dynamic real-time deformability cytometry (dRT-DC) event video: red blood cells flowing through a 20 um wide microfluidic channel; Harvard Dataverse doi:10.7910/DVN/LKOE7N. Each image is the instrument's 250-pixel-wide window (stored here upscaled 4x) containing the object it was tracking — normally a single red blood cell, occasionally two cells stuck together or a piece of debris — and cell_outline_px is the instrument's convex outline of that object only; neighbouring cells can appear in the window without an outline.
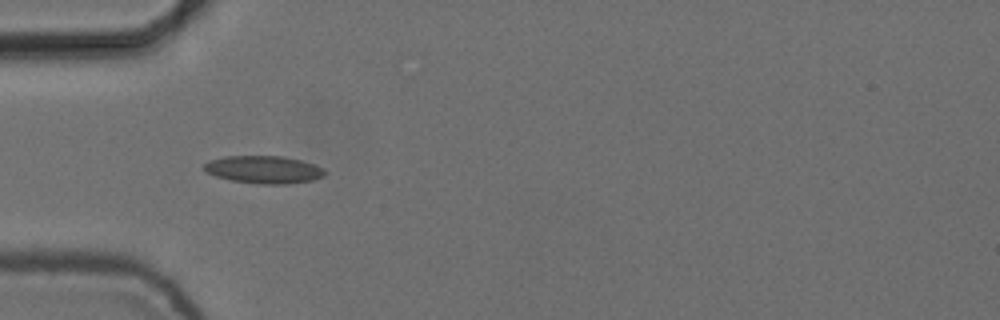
{"species": "common noctule bat (a hibernating species)", "species_latin": "Nyctalus noctula", "temperature_condition": "cold", "stored_images_in_passage": 6, "camera_frame_rate_fps": 3000, "um_per_image_px": 0.085, "animal": {"sex": "female", "body_mass_g": 24.6, "forearm_length_mm": 56.2}, "frame": {"image": 1, "passage_image": 5, "time_ms": 1.333, "image_size_px": [1000, 320], "cell_outline_px": [[328, 172], [324, 176], [312, 180], [284, 184], [256, 184], [232, 180], [216, 176], [208, 172], [204, 168], [204, 164], [208, 160], [224, 156], [284, 156], [300, 160], [324, 168]], "centroid_in_image_um": [22.43, 14.41], "position_along_channel_um": 62.6, "area_um2": 19.42}}
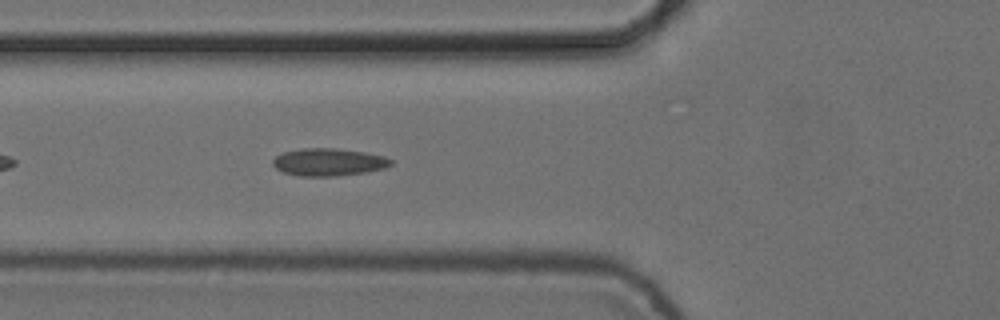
{"frame": {"image": 2, "passage_image": 6, "time_ms": 1.667, "image_size_px": [1000, 320], "cell_outline_px": [[392, 164], [384, 168], [368, 172], [336, 176], [300, 176], [284, 172], [276, 168], [272, 164], [272, 160], [276, 156], [284, 152], [304, 148], [336, 148], [364, 152], [384, 156], [392, 160]], "centroid_in_image_um": [27.94, 13.78], "position_along_channel_um": 97.9, "area_um2": 18.9}}